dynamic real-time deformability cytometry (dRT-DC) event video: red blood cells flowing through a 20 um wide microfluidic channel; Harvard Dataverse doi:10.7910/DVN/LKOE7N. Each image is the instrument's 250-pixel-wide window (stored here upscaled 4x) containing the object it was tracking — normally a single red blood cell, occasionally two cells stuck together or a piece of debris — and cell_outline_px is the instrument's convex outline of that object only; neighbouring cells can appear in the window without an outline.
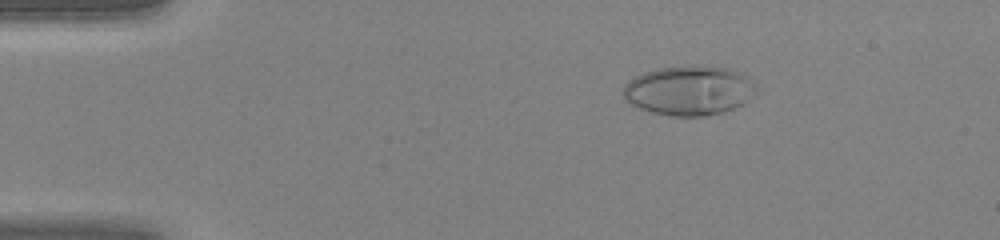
{"species": "human", "species_latin": "Homo sapiens", "temperature_condition": "warm", "stored_images_in_passage": 45, "camera_frame_rate_fps": 3000, "um_per_image_px": 0.085, "donor": {"sex": "female"}, "frame": {"image": 1, "passage_image": 8, "time_ms": 2.333, "image_size_px": [1000, 240], "cell_outline_px": [[760, 92], [756, 96], [744, 104], [724, 112], [704, 116], [668, 116], [652, 112], [628, 104], [624, 100], [624, 84], [628, 80], [644, 72], [660, 68], [688, 64], [704, 64], [728, 68], [744, 76], [756, 84]], "centroid_in_image_um": [58.61, 7.68], "position_along_channel_um": 26.4, "area_um2": 39.25}}
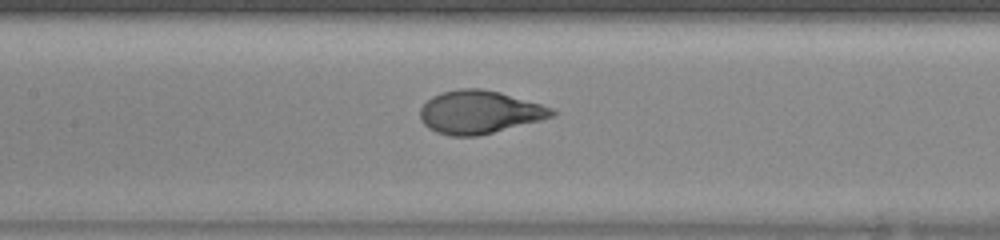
{"frame": {"image": 2, "passage_image": 22, "time_ms": 7.0, "image_size_px": [1000, 240], "cell_outline_px": [[560, 112], [556, 116], [476, 136], [448, 136], [436, 132], [428, 128], [420, 120], [420, 108], [432, 96], [440, 92], [460, 88], [480, 88], [500, 92], [540, 104], [552, 108]], "centroid_in_image_um": [40.73, 9.52], "position_along_channel_um": 166.7, "area_um2": 33.06}}
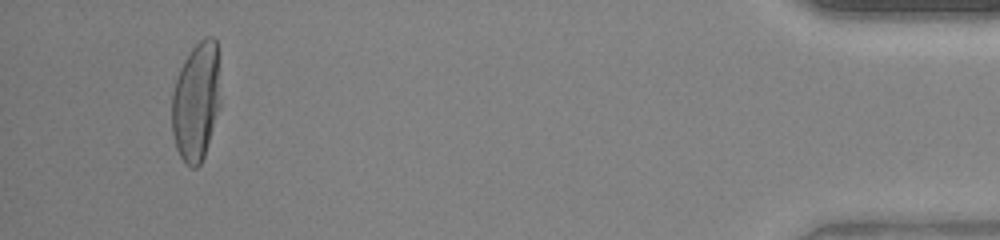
{"frame": {"image": 3, "passage_image": 43, "time_ms": 14.0, "image_size_px": [1000, 240], "cell_outline_px": [[220, 108], [204, 156], [200, 164], [196, 168], [192, 168], [184, 164], [176, 148], [172, 132], [172, 92], [180, 68], [184, 60], [192, 48], [204, 36], [212, 36], [216, 40], [220, 104]], "centroid_in_image_um": [16.67, 8.66], "position_along_channel_um": 418.5, "area_um2": 33.7}}